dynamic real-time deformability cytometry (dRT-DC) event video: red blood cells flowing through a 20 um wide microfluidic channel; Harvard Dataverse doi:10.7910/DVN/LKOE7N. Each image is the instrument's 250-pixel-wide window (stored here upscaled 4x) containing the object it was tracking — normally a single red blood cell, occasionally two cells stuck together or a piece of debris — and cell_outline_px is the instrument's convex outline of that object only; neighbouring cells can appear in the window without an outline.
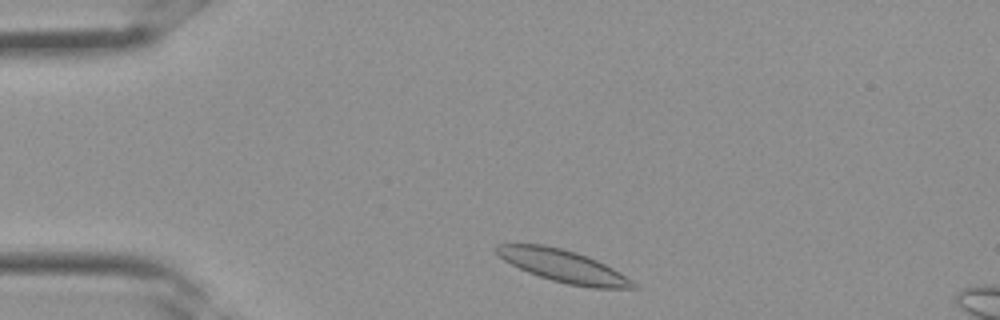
{"species": "Egyptian fruit bat (a non-hibernating species)", "species_latin": "Rousettus aegyptiacus", "temperature_condition": "room temperature", "stored_images_in_passage": 6, "camera_frame_rate_fps": 3000, "um_per_image_px": 0.085, "frame": {"image": 1, "passage_image": 2, "time_ms": 0.333, "image_size_px": [1000, 320], "cell_outline_px": [[640, 288], [592, 288], [568, 284], [552, 280], [528, 272], [504, 260], [496, 252], [496, 244], [540, 244], [560, 248], [576, 252], [588, 256], [620, 272], [632, 280]], "centroid_in_image_um": [47.91, 22.62], "position_along_channel_um": 37.1, "area_um2": 25.43}}